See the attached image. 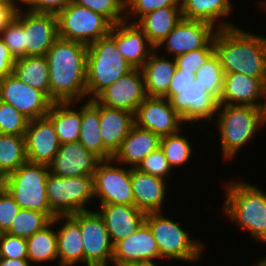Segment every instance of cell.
Returning a JSON list of instances; mask_svg holds the SVG:
<instances>
[{
  "mask_svg": "<svg viewBox=\"0 0 266 266\" xmlns=\"http://www.w3.org/2000/svg\"><path fill=\"white\" fill-rule=\"evenodd\" d=\"M259 4H258V7L260 10H262L263 13H266V0H258L257 1Z\"/></svg>",
  "mask_w": 266,
  "mask_h": 266,
  "instance_id": "obj_53",
  "label": "cell"
},
{
  "mask_svg": "<svg viewBox=\"0 0 266 266\" xmlns=\"http://www.w3.org/2000/svg\"><path fill=\"white\" fill-rule=\"evenodd\" d=\"M264 83L241 73H225L219 104L263 108Z\"/></svg>",
  "mask_w": 266,
  "mask_h": 266,
  "instance_id": "obj_25",
  "label": "cell"
},
{
  "mask_svg": "<svg viewBox=\"0 0 266 266\" xmlns=\"http://www.w3.org/2000/svg\"><path fill=\"white\" fill-rule=\"evenodd\" d=\"M0 101L12 105L29 120L46 116L53 104L44 92L22 82L13 73L0 79Z\"/></svg>",
  "mask_w": 266,
  "mask_h": 266,
  "instance_id": "obj_13",
  "label": "cell"
},
{
  "mask_svg": "<svg viewBox=\"0 0 266 266\" xmlns=\"http://www.w3.org/2000/svg\"><path fill=\"white\" fill-rule=\"evenodd\" d=\"M256 243L257 242H259V243H262V244H266V230L265 231H263L260 235H259V237H257L255 240H254ZM266 258V256H264V257H262L261 259H259V260H262V259H265Z\"/></svg>",
  "mask_w": 266,
  "mask_h": 266,
  "instance_id": "obj_52",
  "label": "cell"
},
{
  "mask_svg": "<svg viewBox=\"0 0 266 266\" xmlns=\"http://www.w3.org/2000/svg\"><path fill=\"white\" fill-rule=\"evenodd\" d=\"M48 175V165L27 161L2 179L0 184L21 209L44 212L52 220L56 215L50 210L47 198Z\"/></svg>",
  "mask_w": 266,
  "mask_h": 266,
  "instance_id": "obj_8",
  "label": "cell"
},
{
  "mask_svg": "<svg viewBox=\"0 0 266 266\" xmlns=\"http://www.w3.org/2000/svg\"><path fill=\"white\" fill-rule=\"evenodd\" d=\"M26 242L28 250L27 259L32 266L38 264L43 266L42 264L46 262H56L58 266L57 232L53 221L42 230L27 238Z\"/></svg>",
  "mask_w": 266,
  "mask_h": 266,
  "instance_id": "obj_34",
  "label": "cell"
},
{
  "mask_svg": "<svg viewBox=\"0 0 266 266\" xmlns=\"http://www.w3.org/2000/svg\"><path fill=\"white\" fill-rule=\"evenodd\" d=\"M0 2L11 7L16 13L22 10H26V0H0Z\"/></svg>",
  "mask_w": 266,
  "mask_h": 266,
  "instance_id": "obj_51",
  "label": "cell"
},
{
  "mask_svg": "<svg viewBox=\"0 0 266 266\" xmlns=\"http://www.w3.org/2000/svg\"><path fill=\"white\" fill-rule=\"evenodd\" d=\"M224 75L225 73L220 59L218 55L214 53L200 66L195 78L219 101L223 92Z\"/></svg>",
  "mask_w": 266,
  "mask_h": 266,
  "instance_id": "obj_38",
  "label": "cell"
},
{
  "mask_svg": "<svg viewBox=\"0 0 266 266\" xmlns=\"http://www.w3.org/2000/svg\"><path fill=\"white\" fill-rule=\"evenodd\" d=\"M147 97L144 77L140 68H134L103 89L94 99L101 105L135 114Z\"/></svg>",
  "mask_w": 266,
  "mask_h": 266,
  "instance_id": "obj_16",
  "label": "cell"
},
{
  "mask_svg": "<svg viewBox=\"0 0 266 266\" xmlns=\"http://www.w3.org/2000/svg\"><path fill=\"white\" fill-rule=\"evenodd\" d=\"M95 208L105 222L113 245L134 233L145 221L146 213L135 205L98 204Z\"/></svg>",
  "mask_w": 266,
  "mask_h": 266,
  "instance_id": "obj_23",
  "label": "cell"
},
{
  "mask_svg": "<svg viewBox=\"0 0 266 266\" xmlns=\"http://www.w3.org/2000/svg\"><path fill=\"white\" fill-rule=\"evenodd\" d=\"M52 221L57 232L58 265L75 266L78 263L83 265L80 212L73 215H58Z\"/></svg>",
  "mask_w": 266,
  "mask_h": 266,
  "instance_id": "obj_22",
  "label": "cell"
},
{
  "mask_svg": "<svg viewBox=\"0 0 266 266\" xmlns=\"http://www.w3.org/2000/svg\"><path fill=\"white\" fill-rule=\"evenodd\" d=\"M26 238L3 232L0 240V257L8 259H27Z\"/></svg>",
  "mask_w": 266,
  "mask_h": 266,
  "instance_id": "obj_45",
  "label": "cell"
},
{
  "mask_svg": "<svg viewBox=\"0 0 266 266\" xmlns=\"http://www.w3.org/2000/svg\"><path fill=\"white\" fill-rule=\"evenodd\" d=\"M109 35L116 47L133 68H141L155 49L144 31L135 23L123 21L112 25Z\"/></svg>",
  "mask_w": 266,
  "mask_h": 266,
  "instance_id": "obj_21",
  "label": "cell"
},
{
  "mask_svg": "<svg viewBox=\"0 0 266 266\" xmlns=\"http://www.w3.org/2000/svg\"><path fill=\"white\" fill-rule=\"evenodd\" d=\"M26 162L25 136L0 133V181Z\"/></svg>",
  "mask_w": 266,
  "mask_h": 266,
  "instance_id": "obj_35",
  "label": "cell"
},
{
  "mask_svg": "<svg viewBox=\"0 0 266 266\" xmlns=\"http://www.w3.org/2000/svg\"><path fill=\"white\" fill-rule=\"evenodd\" d=\"M169 182L157 176L140 172L131 168V188L134 196V205L144 211L164 212L166 194H168Z\"/></svg>",
  "mask_w": 266,
  "mask_h": 266,
  "instance_id": "obj_24",
  "label": "cell"
},
{
  "mask_svg": "<svg viewBox=\"0 0 266 266\" xmlns=\"http://www.w3.org/2000/svg\"><path fill=\"white\" fill-rule=\"evenodd\" d=\"M26 56H45L58 37L56 14L22 10Z\"/></svg>",
  "mask_w": 266,
  "mask_h": 266,
  "instance_id": "obj_18",
  "label": "cell"
},
{
  "mask_svg": "<svg viewBox=\"0 0 266 266\" xmlns=\"http://www.w3.org/2000/svg\"><path fill=\"white\" fill-rule=\"evenodd\" d=\"M70 2L71 0H26V10L57 15Z\"/></svg>",
  "mask_w": 266,
  "mask_h": 266,
  "instance_id": "obj_47",
  "label": "cell"
},
{
  "mask_svg": "<svg viewBox=\"0 0 266 266\" xmlns=\"http://www.w3.org/2000/svg\"><path fill=\"white\" fill-rule=\"evenodd\" d=\"M213 43L224 73H241L266 79V36L240 26L217 29Z\"/></svg>",
  "mask_w": 266,
  "mask_h": 266,
  "instance_id": "obj_2",
  "label": "cell"
},
{
  "mask_svg": "<svg viewBox=\"0 0 266 266\" xmlns=\"http://www.w3.org/2000/svg\"><path fill=\"white\" fill-rule=\"evenodd\" d=\"M81 127L79 142L100 160L112 159V154L103 146L100 135V104L95 100L81 101Z\"/></svg>",
  "mask_w": 266,
  "mask_h": 266,
  "instance_id": "obj_30",
  "label": "cell"
},
{
  "mask_svg": "<svg viewBox=\"0 0 266 266\" xmlns=\"http://www.w3.org/2000/svg\"><path fill=\"white\" fill-rule=\"evenodd\" d=\"M19 205L10 193L0 184V229L6 232L18 211Z\"/></svg>",
  "mask_w": 266,
  "mask_h": 266,
  "instance_id": "obj_46",
  "label": "cell"
},
{
  "mask_svg": "<svg viewBox=\"0 0 266 266\" xmlns=\"http://www.w3.org/2000/svg\"><path fill=\"white\" fill-rule=\"evenodd\" d=\"M160 261H155V262H146V263H142V264H139V265H136V266H160L158 263Z\"/></svg>",
  "mask_w": 266,
  "mask_h": 266,
  "instance_id": "obj_55",
  "label": "cell"
},
{
  "mask_svg": "<svg viewBox=\"0 0 266 266\" xmlns=\"http://www.w3.org/2000/svg\"><path fill=\"white\" fill-rule=\"evenodd\" d=\"M224 216L238 229L246 230L255 240L266 230V193L259 186L244 181L229 180L223 185ZM240 227V228H239Z\"/></svg>",
  "mask_w": 266,
  "mask_h": 266,
  "instance_id": "obj_4",
  "label": "cell"
},
{
  "mask_svg": "<svg viewBox=\"0 0 266 266\" xmlns=\"http://www.w3.org/2000/svg\"><path fill=\"white\" fill-rule=\"evenodd\" d=\"M60 145L53 123L47 116L29 120L25 132L28 162L48 165Z\"/></svg>",
  "mask_w": 266,
  "mask_h": 266,
  "instance_id": "obj_19",
  "label": "cell"
},
{
  "mask_svg": "<svg viewBox=\"0 0 266 266\" xmlns=\"http://www.w3.org/2000/svg\"><path fill=\"white\" fill-rule=\"evenodd\" d=\"M160 259L156 240L144 221L134 233L114 245L112 266H136Z\"/></svg>",
  "mask_w": 266,
  "mask_h": 266,
  "instance_id": "obj_17",
  "label": "cell"
},
{
  "mask_svg": "<svg viewBox=\"0 0 266 266\" xmlns=\"http://www.w3.org/2000/svg\"><path fill=\"white\" fill-rule=\"evenodd\" d=\"M263 109L266 114V79L264 81V90H263Z\"/></svg>",
  "mask_w": 266,
  "mask_h": 266,
  "instance_id": "obj_54",
  "label": "cell"
},
{
  "mask_svg": "<svg viewBox=\"0 0 266 266\" xmlns=\"http://www.w3.org/2000/svg\"><path fill=\"white\" fill-rule=\"evenodd\" d=\"M164 212H149L145 222L150 227L156 240L161 263L183 261L199 263L207 246L204 242L191 237L189 230H184L180 222L169 218Z\"/></svg>",
  "mask_w": 266,
  "mask_h": 266,
  "instance_id": "obj_6",
  "label": "cell"
},
{
  "mask_svg": "<svg viewBox=\"0 0 266 266\" xmlns=\"http://www.w3.org/2000/svg\"><path fill=\"white\" fill-rule=\"evenodd\" d=\"M183 132L185 133L186 131L181 129L175 134L165 135L160 138V148L172 170L189 163V160L192 158L194 150L190 143L191 140Z\"/></svg>",
  "mask_w": 266,
  "mask_h": 266,
  "instance_id": "obj_36",
  "label": "cell"
},
{
  "mask_svg": "<svg viewBox=\"0 0 266 266\" xmlns=\"http://www.w3.org/2000/svg\"><path fill=\"white\" fill-rule=\"evenodd\" d=\"M195 77V73L176 68L164 96L182 121L192 127L201 122L213 123L219 106V101Z\"/></svg>",
  "mask_w": 266,
  "mask_h": 266,
  "instance_id": "obj_5",
  "label": "cell"
},
{
  "mask_svg": "<svg viewBox=\"0 0 266 266\" xmlns=\"http://www.w3.org/2000/svg\"><path fill=\"white\" fill-rule=\"evenodd\" d=\"M134 121L138 127L150 130L160 137L175 134L184 128L186 130L188 126L164 97L147 96L139 104Z\"/></svg>",
  "mask_w": 266,
  "mask_h": 266,
  "instance_id": "obj_15",
  "label": "cell"
},
{
  "mask_svg": "<svg viewBox=\"0 0 266 266\" xmlns=\"http://www.w3.org/2000/svg\"><path fill=\"white\" fill-rule=\"evenodd\" d=\"M13 74L50 98L49 64L46 56H25L16 59Z\"/></svg>",
  "mask_w": 266,
  "mask_h": 266,
  "instance_id": "obj_33",
  "label": "cell"
},
{
  "mask_svg": "<svg viewBox=\"0 0 266 266\" xmlns=\"http://www.w3.org/2000/svg\"><path fill=\"white\" fill-rule=\"evenodd\" d=\"M80 231L83 243V265L111 266L114 245L103 218L95 208L80 211Z\"/></svg>",
  "mask_w": 266,
  "mask_h": 266,
  "instance_id": "obj_12",
  "label": "cell"
},
{
  "mask_svg": "<svg viewBox=\"0 0 266 266\" xmlns=\"http://www.w3.org/2000/svg\"><path fill=\"white\" fill-rule=\"evenodd\" d=\"M103 15L112 25L125 21L126 0H71Z\"/></svg>",
  "mask_w": 266,
  "mask_h": 266,
  "instance_id": "obj_40",
  "label": "cell"
},
{
  "mask_svg": "<svg viewBox=\"0 0 266 266\" xmlns=\"http://www.w3.org/2000/svg\"><path fill=\"white\" fill-rule=\"evenodd\" d=\"M145 89L149 97H164L168 93L171 79L176 71L175 59L158 53L154 49L140 68Z\"/></svg>",
  "mask_w": 266,
  "mask_h": 266,
  "instance_id": "obj_29",
  "label": "cell"
},
{
  "mask_svg": "<svg viewBox=\"0 0 266 266\" xmlns=\"http://www.w3.org/2000/svg\"><path fill=\"white\" fill-rule=\"evenodd\" d=\"M50 99L53 102L87 100V45L58 38L46 53Z\"/></svg>",
  "mask_w": 266,
  "mask_h": 266,
  "instance_id": "obj_1",
  "label": "cell"
},
{
  "mask_svg": "<svg viewBox=\"0 0 266 266\" xmlns=\"http://www.w3.org/2000/svg\"><path fill=\"white\" fill-rule=\"evenodd\" d=\"M182 18L181 7H164L146 13L135 24L144 31L149 43L156 49Z\"/></svg>",
  "mask_w": 266,
  "mask_h": 266,
  "instance_id": "obj_31",
  "label": "cell"
},
{
  "mask_svg": "<svg viewBox=\"0 0 266 266\" xmlns=\"http://www.w3.org/2000/svg\"><path fill=\"white\" fill-rule=\"evenodd\" d=\"M217 28L210 23L182 18L166 38L157 46L175 58L186 52L205 48L214 38Z\"/></svg>",
  "mask_w": 266,
  "mask_h": 266,
  "instance_id": "obj_14",
  "label": "cell"
},
{
  "mask_svg": "<svg viewBox=\"0 0 266 266\" xmlns=\"http://www.w3.org/2000/svg\"><path fill=\"white\" fill-rule=\"evenodd\" d=\"M100 161L77 141L61 144L48 169L60 177L93 176Z\"/></svg>",
  "mask_w": 266,
  "mask_h": 266,
  "instance_id": "obj_20",
  "label": "cell"
},
{
  "mask_svg": "<svg viewBox=\"0 0 266 266\" xmlns=\"http://www.w3.org/2000/svg\"><path fill=\"white\" fill-rule=\"evenodd\" d=\"M2 234H3V231L0 229V240H1Z\"/></svg>",
  "mask_w": 266,
  "mask_h": 266,
  "instance_id": "obj_57",
  "label": "cell"
},
{
  "mask_svg": "<svg viewBox=\"0 0 266 266\" xmlns=\"http://www.w3.org/2000/svg\"><path fill=\"white\" fill-rule=\"evenodd\" d=\"M93 186L96 204L134 205L131 168L113 159L98 163L93 175Z\"/></svg>",
  "mask_w": 266,
  "mask_h": 266,
  "instance_id": "obj_11",
  "label": "cell"
},
{
  "mask_svg": "<svg viewBox=\"0 0 266 266\" xmlns=\"http://www.w3.org/2000/svg\"><path fill=\"white\" fill-rule=\"evenodd\" d=\"M46 193L50 210L56 216L92 210L88 205L93 207L95 203L93 176L60 177L49 172Z\"/></svg>",
  "mask_w": 266,
  "mask_h": 266,
  "instance_id": "obj_9",
  "label": "cell"
},
{
  "mask_svg": "<svg viewBox=\"0 0 266 266\" xmlns=\"http://www.w3.org/2000/svg\"><path fill=\"white\" fill-rule=\"evenodd\" d=\"M16 12L8 5L0 2V33L15 17Z\"/></svg>",
  "mask_w": 266,
  "mask_h": 266,
  "instance_id": "obj_49",
  "label": "cell"
},
{
  "mask_svg": "<svg viewBox=\"0 0 266 266\" xmlns=\"http://www.w3.org/2000/svg\"><path fill=\"white\" fill-rule=\"evenodd\" d=\"M164 7H181L180 0H126L125 21L135 23L146 13Z\"/></svg>",
  "mask_w": 266,
  "mask_h": 266,
  "instance_id": "obj_42",
  "label": "cell"
},
{
  "mask_svg": "<svg viewBox=\"0 0 266 266\" xmlns=\"http://www.w3.org/2000/svg\"><path fill=\"white\" fill-rule=\"evenodd\" d=\"M254 263H257L258 266H266V258L262 260H256Z\"/></svg>",
  "mask_w": 266,
  "mask_h": 266,
  "instance_id": "obj_56",
  "label": "cell"
},
{
  "mask_svg": "<svg viewBox=\"0 0 266 266\" xmlns=\"http://www.w3.org/2000/svg\"><path fill=\"white\" fill-rule=\"evenodd\" d=\"M28 122L12 105L0 101V133L25 136Z\"/></svg>",
  "mask_w": 266,
  "mask_h": 266,
  "instance_id": "obj_41",
  "label": "cell"
},
{
  "mask_svg": "<svg viewBox=\"0 0 266 266\" xmlns=\"http://www.w3.org/2000/svg\"><path fill=\"white\" fill-rule=\"evenodd\" d=\"M213 122L217 124L218 142L225 162L237 158L238 152L265 128L266 114L261 107L219 104Z\"/></svg>",
  "mask_w": 266,
  "mask_h": 266,
  "instance_id": "obj_3",
  "label": "cell"
},
{
  "mask_svg": "<svg viewBox=\"0 0 266 266\" xmlns=\"http://www.w3.org/2000/svg\"><path fill=\"white\" fill-rule=\"evenodd\" d=\"M136 169L140 172L160 177L168 182H170L168 180L170 178V174H173L172 168L169 166L166 156L160 147L154 152L148 154Z\"/></svg>",
  "mask_w": 266,
  "mask_h": 266,
  "instance_id": "obj_43",
  "label": "cell"
},
{
  "mask_svg": "<svg viewBox=\"0 0 266 266\" xmlns=\"http://www.w3.org/2000/svg\"><path fill=\"white\" fill-rule=\"evenodd\" d=\"M0 266H32L28 259H8L0 257Z\"/></svg>",
  "mask_w": 266,
  "mask_h": 266,
  "instance_id": "obj_50",
  "label": "cell"
},
{
  "mask_svg": "<svg viewBox=\"0 0 266 266\" xmlns=\"http://www.w3.org/2000/svg\"><path fill=\"white\" fill-rule=\"evenodd\" d=\"M0 37L9 48L10 53L15 60L26 56L24 27L22 26V11L15 14V17L1 31Z\"/></svg>",
  "mask_w": 266,
  "mask_h": 266,
  "instance_id": "obj_39",
  "label": "cell"
},
{
  "mask_svg": "<svg viewBox=\"0 0 266 266\" xmlns=\"http://www.w3.org/2000/svg\"><path fill=\"white\" fill-rule=\"evenodd\" d=\"M135 124L134 114L100 104V135L103 146L114 155Z\"/></svg>",
  "mask_w": 266,
  "mask_h": 266,
  "instance_id": "obj_28",
  "label": "cell"
},
{
  "mask_svg": "<svg viewBox=\"0 0 266 266\" xmlns=\"http://www.w3.org/2000/svg\"><path fill=\"white\" fill-rule=\"evenodd\" d=\"M80 102H53L47 117L52 121L60 144L77 142L80 137ZM78 106V108H76Z\"/></svg>",
  "mask_w": 266,
  "mask_h": 266,
  "instance_id": "obj_32",
  "label": "cell"
},
{
  "mask_svg": "<svg viewBox=\"0 0 266 266\" xmlns=\"http://www.w3.org/2000/svg\"><path fill=\"white\" fill-rule=\"evenodd\" d=\"M58 37L90 45L109 34L112 24L101 14L72 1L57 14Z\"/></svg>",
  "mask_w": 266,
  "mask_h": 266,
  "instance_id": "obj_10",
  "label": "cell"
},
{
  "mask_svg": "<svg viewBox=\"0 0 266 266\" xmlns=\"http://www.w3.org/2000/svg\"><path fill=\"white\" fill-rule=\"evenodd\" d=\"M134 69L108 34L87 46V100L94 99L103 89Z\"/></svg>",
  "mask_w": 266,
  "mask_h": 266,
  "instance_id": "obj_7",
  "label": "cell"
},
{
  "mask_svg": "<svg viewBox=\"0 0 266 266\" xmlns=\"http://www.w3.org/2000/svg\"><path fill=\"white\" fill-rule=\"evenodd\" d=\"M51 221L44 212L20 208L6 233L27 239Z\"/></svg>",
  "mask_w": 266,
  "mask_h": 266,
  "instance_id": "obj_37",
  "label": "cell"
},
{
  "mask_svg": "<svg viewBox=\"0 0 266 266\" xmlns=\"http://www.w3.org/2000/svg\"><path fill=\"white\" fill-rule=\"evenodd\" d=\"M232 0H180L184 19L203 21L217 29L236 27L228 20L234 11Z\"/></svg>",
  "mask_w": 266,
  "mask_h": 266,
  "instance_id": "obj_27",
  "label": "cell"
},
{
  "mask_svg": "<svg viewBox=\"0 0 266 266\" xmlns=\"http://www.w3.org/2000/svg\"><path fill=\"white\" fill-rule=\"evenodd\" d=\"M215 53L213 40L205 47L175 57L176 68L197 73V70Z\"/></svg>",
  "mask_w": 266,
  "mask_h": 266,
  "instance_id": "obj_44",
  "label": "cell"
},
{
  "mask_svg": "<svg viewBox=\"0 0 266 266\" xmlns=\"http://www.w3.org/2000/svg\"><path fill=\"white\" fill-rule=\"evenodd\" d=\"M160 136L133 125L112 159L129 168H137L141 161L160 147Z\"/></svg>",
  "mask_w": 266,
  "mask_h": 266,
  "instance_id": "obj_26",
  "label": "cell"
},
{
  "mask_svg": "<svg viewBox=\"0 0 266 266\" xmlns=\"http://www.w3.org/2000/svg\"><path fill=\"white\" fill-rule=\"evenodd\" d=\"M15 59L0 37V79L13 73Z\"/></svg>",
  "mask_w": 266,
  "mask_h": 266,
  "instance_id": "obj_48",
  "label": "cell"
}]
</instances>
